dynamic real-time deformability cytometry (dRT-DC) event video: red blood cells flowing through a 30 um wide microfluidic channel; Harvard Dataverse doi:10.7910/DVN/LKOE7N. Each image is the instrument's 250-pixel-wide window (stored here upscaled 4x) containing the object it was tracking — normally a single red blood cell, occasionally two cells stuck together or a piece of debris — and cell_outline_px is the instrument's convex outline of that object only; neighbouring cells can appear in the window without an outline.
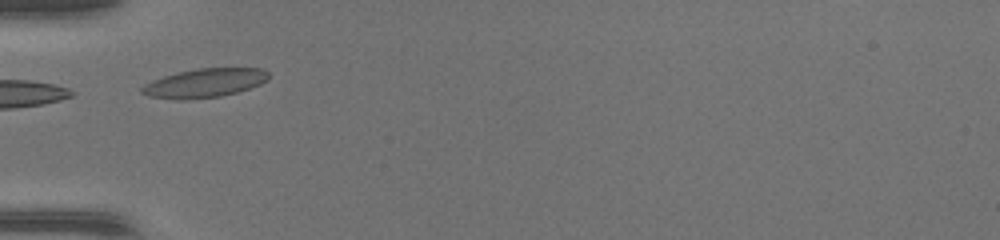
{"species": "common noctule bat (a hibernating species)", "species_latin": "Nyctalus noctula", "temperature_condition": "warm", "stored_images_in_passage": 33, "camera_frame_rate_fps": 3000, "um_per_image_px": 0.085, "animal": {"sex": "female", "body_mass_g": 17.0, "forearm_length_mm": 48.0}, "frame": {"image": 1, "passage_image": 1, "time_ms": 0.0, "image_size_px": [1000, 240], "cell_outline_px": [[268, 80], [260, 84], [236, 92], [220, 96], [188, 100], [176, 100], [148, 96], [140, 92], [140, 88], [144, 84], [152, 80], [176, 72], [196, 68], [260, 68], [268, 72]], "centroid_in_image_um": [17.33, 7.06], "position_along_channel_um": 67.7, "area_um2": 21.44}}
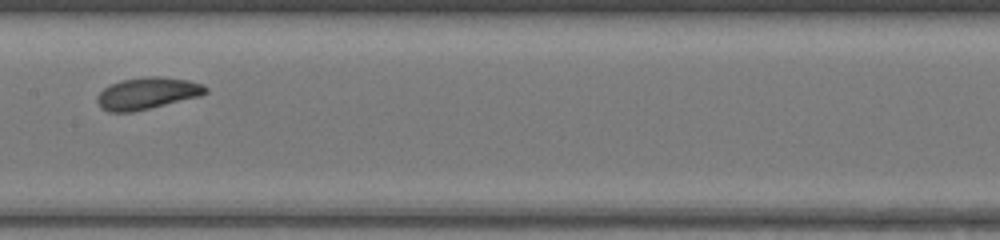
{"frame": {"image": 2, "passage_image": 10, "time_ms": 3.0, "image_size_px": [1000, 240], "cell_outline_px": [[208, 92], [200, 96], [132, 112], [108, 112], [100, 108], [96, 100], [96, 96], [104, 88], [120, 80], [144, 76], [156, 76], [188, 80], [204, 84], [208, 88]], "centroid_in_image_um": [12.5, 7.93], "position_along_channel_um": 194.9, "area_um2": 20.17}, "authors_computed_cell_mechanics": {"area_um2": 19.8254, "velocity_mm_per_s": 4.2819, "shape_relaxation_time_tau1_ms": 1.9033, "shape_relaxation_time_tau2_ms": 2.7479, "deformation_change_tau1": 0.0702, "deformation_change_tau2": 0.1023}}